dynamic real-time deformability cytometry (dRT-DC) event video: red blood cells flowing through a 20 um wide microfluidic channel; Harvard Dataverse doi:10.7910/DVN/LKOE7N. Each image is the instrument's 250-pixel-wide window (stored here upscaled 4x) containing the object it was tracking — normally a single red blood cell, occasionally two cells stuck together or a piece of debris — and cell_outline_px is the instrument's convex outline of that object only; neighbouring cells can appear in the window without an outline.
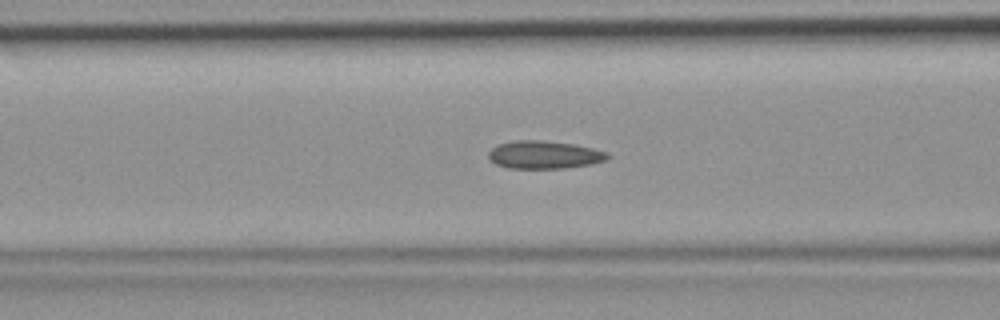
{"species": "common noctule bat (a hibernating species)", "species_latin": "Nyctalus noctula", "temperature_condition": "room temperature", "stored_images_in_passage": 35, "camera_frame_rate_fps": 3000, "um_per_image_px": 0.085, "animal": {"sex": "female", "body_mass_g": 19.9}, "frame": {"image": 1, "passage_image": 6, "time_ms": 1.667, "image_size_px": [1000, 320], "cell_outline_px": [[612, 156], [604, 160], [592, 164], [564, 168], [508, 168], [496, 164], [488, 156], [488, 152], [492, 148], [500, 144], [516, 140], [540, 140], [572, 144], [592, 148], [608, 152]], "centroid_in_image_um": [46.28, 13.16], "position_along_channel_um": 120.3, "area_um2": 19.19}}
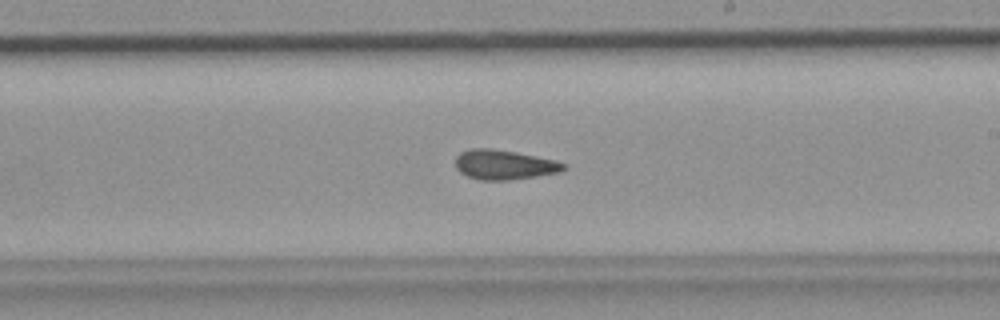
{"frame": {"image": 2, "passage_image": 15, "time_ms": 4.667, "image_size_px": [1000, 320], "cell_outline_px": [[568, 168], [560, 172], [508, 180], [480, 180], [468, 176], [460, 172], [456, 168], [456, 156], [460, 152], [472, 148], [492, 148], [516, 152], [556, 160], [568, 164]], "centroid_in_image_um": [42.88, 13.99], "position_along_channel_um": 246.1, "area_um2": 18.79}}
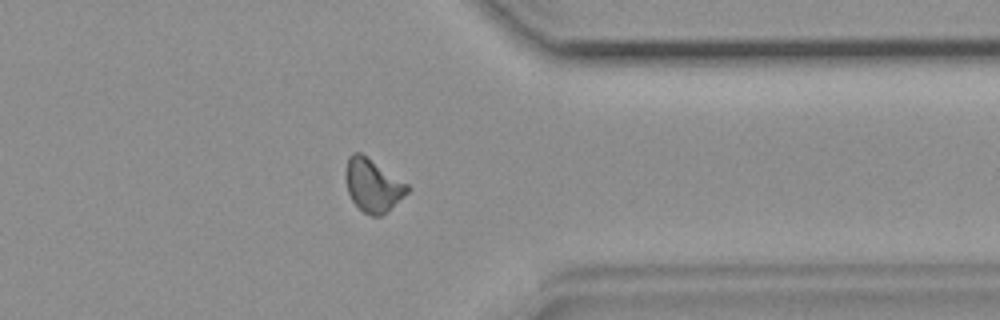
{"frame": {"image": 3, "passage_image": 25, "time_ms": 8.0, "image_size_px": [1000, 320], "cell_outline_px": [[412, 188], [388, 212], [380, 216], [372, 216], [364, 212], [352, 200], [348, 192], [344, 176], [344, 172], [348, 156], [352, 152], [360, 152], [408, 184]], "centroid_in_image_um": [31.68, 15.75], "position_along_channel_um": 379.7, "area_um2": 19.13}}